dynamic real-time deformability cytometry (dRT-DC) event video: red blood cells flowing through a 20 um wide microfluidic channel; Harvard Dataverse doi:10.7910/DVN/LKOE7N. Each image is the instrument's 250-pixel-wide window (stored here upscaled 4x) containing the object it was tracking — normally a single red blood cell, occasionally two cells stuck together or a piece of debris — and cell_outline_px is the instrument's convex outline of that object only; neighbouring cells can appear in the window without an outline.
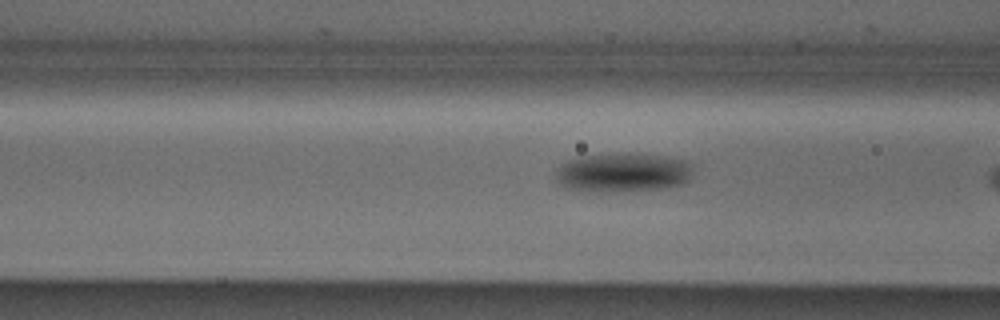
{"species": "Egyptian fruit bat (a non-hibernating species)", "species_latin": "Rousettus aegyptiacus", "temperature_condition": "cold", "stored_images_in_passage": 7, "camera_frame_rate_fps": 3000, "um_per_image_px": 0.085, "animal": {"sex": "male"}, "frame": {"image": 1, "passage_image": 6, "time_ms": 1.667, "image_size_px": [1000, 320], "cell_outline_px": [[692, 172], [688, 180], [684, 184], [664, 188], [600, 192], [592, 192], [564, 188], [556, 184], [556, 168], [560, 164], [568, 160], [580, 156], [620, 152], [640, 152], [688, 160], [692, 164]], "centroid_in_image_um": [52.92, 14.64], "position_along_channel_um": 113.7, "area_um2": 32.25}}